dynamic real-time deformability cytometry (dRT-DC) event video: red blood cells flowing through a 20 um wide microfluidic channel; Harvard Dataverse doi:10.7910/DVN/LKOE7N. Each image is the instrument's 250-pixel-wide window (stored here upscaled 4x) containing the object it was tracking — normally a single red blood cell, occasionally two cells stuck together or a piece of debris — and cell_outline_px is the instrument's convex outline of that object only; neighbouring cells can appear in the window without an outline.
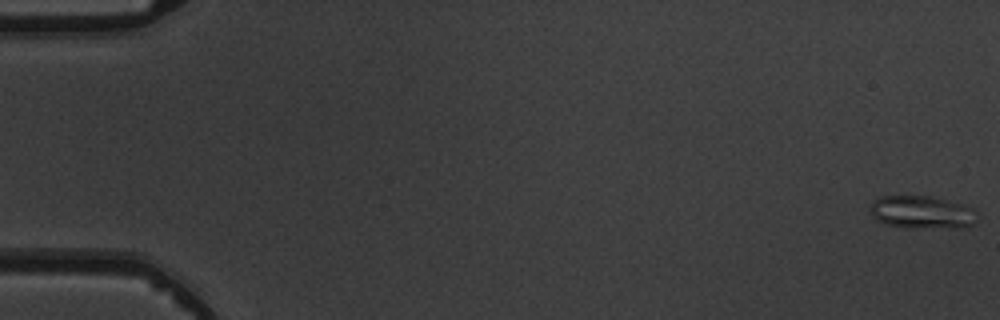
{"species": "common noctule bat (a hibernating species)", "species_latin": "Nyctalus noctula", "temperature_condition": "warm", "stored_images_in_passage": 10, "camera_frame_rate_fps": 3000, "um_per_image_px": 0.085, "animal": {"sex": "male", "body_mass_g": 19.5, "forearm_length_mm": 54.6}, "frame": {"image": 1, "passage_image": 1, "time_ms": 0.0, "image_size_px": [1000, 320], "cell_outline_px": [[980, 216], [968, 228], [904, 228], [888, 224], [872, 216], [868, 208], [872, 200], [880, 196], [928, 196], [964, 204], [972, 208]], "centroid_in_image_um": [78.39, 18.05], "position_along_channel_um": 6.6, "area_um2": 20.87}}
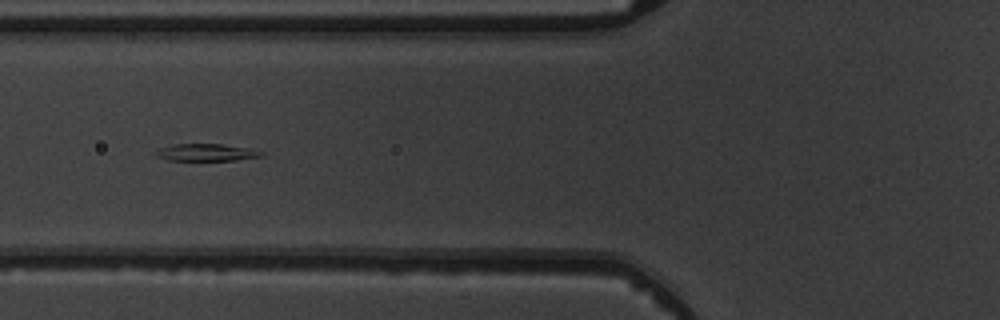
{"frame": {"image": 2, "passage_image": 6, "time_ms": 6.667, "image_size_px": [1000, 320], "cell_outline_px": [[264, 156], [236, 160], [168, 160], [156, 156], [156, 152], [160, 148], [172, 144], [220, 144], [248, 148], [264, 152]], "centroid_in_image_um": [17.55, 12.95], "position_along_channel_um": 108.2, "area_um2": 10.46}}
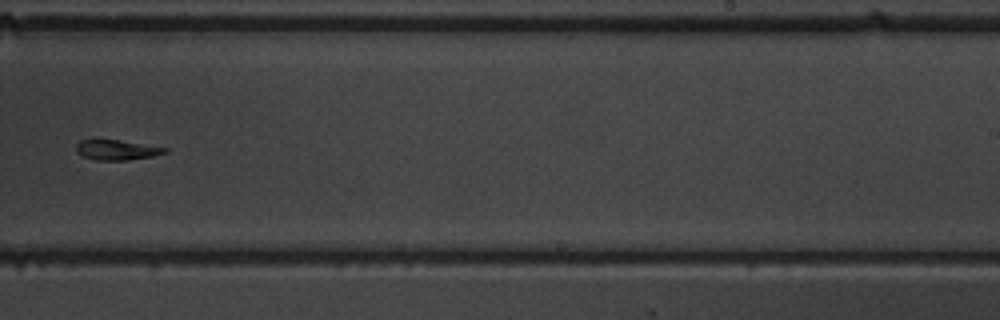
{"frame": {"image": 3, "passage_image": 10, "time_ms": 11.0, "image_size_px": [1000, 320], "cell_outline_px": [[168, 152], [152, 156], [128, 160], [92, 160], [76, 152], [76, 144], [80, 140], [120, 140], [168, 148]], "centroid_in_image_um": [9.92, 12.75], "position_along_channel_um": 279.1, "area_um2": 10.35}}